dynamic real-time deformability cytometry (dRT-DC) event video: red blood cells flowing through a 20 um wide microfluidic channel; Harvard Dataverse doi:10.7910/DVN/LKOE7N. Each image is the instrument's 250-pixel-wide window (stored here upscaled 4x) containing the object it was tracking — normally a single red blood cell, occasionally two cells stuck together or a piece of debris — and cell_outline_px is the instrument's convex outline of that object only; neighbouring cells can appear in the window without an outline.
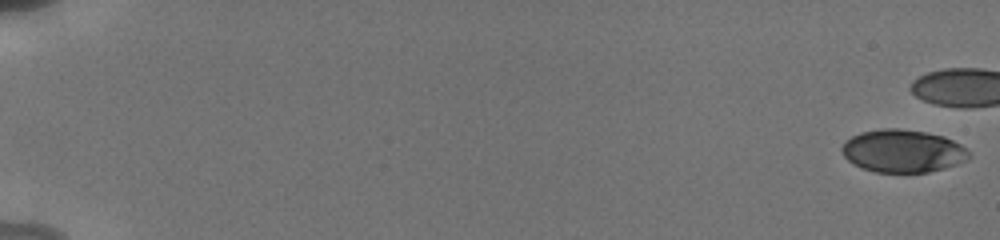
{"species": "human", "species_latin": "Homo sapiens", "temperature_condition": "cold", "stored_images_in_passage": 26, "camera_frame_rate_fps": 3000, "um_per_image_px": 0.085, "donor": {"sex": "male"}, "frame": {"image": 1, "passage_image": 1, "time_ms": 0.0, "image_size_px": [1000, 240], "cell_outline_px": [[972, 156], [968, 160], [944, 168], [928, 172], [876, 172], [860, 168], [848, 160], [844, 156], [840, 148], [844, 140], [860, 132], [880, 128], [900, 128], [924, 132], [944, 136], [960, 144]], "centroid_in_image_um": [76.7, 12.83], "position_along_channel_um": 8.3, "area_um2": 31.85}}